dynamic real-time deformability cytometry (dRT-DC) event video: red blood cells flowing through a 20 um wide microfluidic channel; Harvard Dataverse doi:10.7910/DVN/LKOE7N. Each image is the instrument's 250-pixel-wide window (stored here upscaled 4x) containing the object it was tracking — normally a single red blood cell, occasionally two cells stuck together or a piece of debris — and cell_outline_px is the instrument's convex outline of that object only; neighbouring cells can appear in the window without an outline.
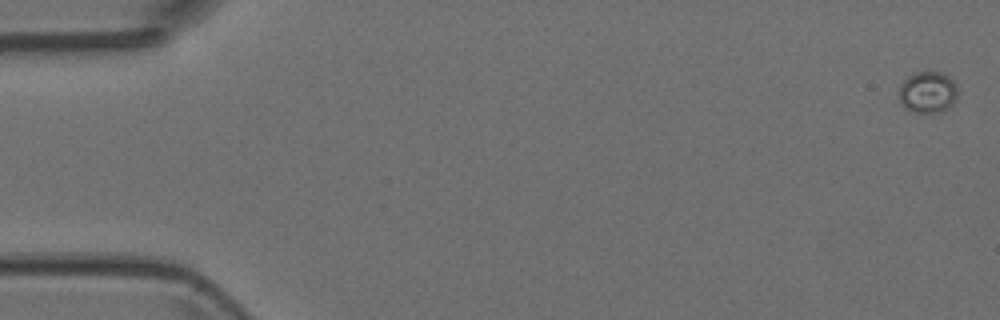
{"species": "Egyptian fruit bat (a non-hibernating species)", "species_latin": "Rousettus aegyptiacus", "temperature_condition": "room temperature", "stored_images_in_passage": 5, "camera_frame_rate_fps": 3000, "um_per_image_px": 0.085, "animal": {"sex": "female"}, "frame": {"image": 1, "passage_image": 1, "time_ms": 0.0, "image_size_px": [1000, 320], "cell_outline_px": [[956, 100], [948, 108], [940, 112], [916, 112], [904, 108], [900, 104], [900, 84], [908, 76], [916, 72], [944, 72], [956, 84]], "centroid_in_image_um": [78.85, 7.83], "position_along_channel_um": 6.1, "area_um2": 14.16}}